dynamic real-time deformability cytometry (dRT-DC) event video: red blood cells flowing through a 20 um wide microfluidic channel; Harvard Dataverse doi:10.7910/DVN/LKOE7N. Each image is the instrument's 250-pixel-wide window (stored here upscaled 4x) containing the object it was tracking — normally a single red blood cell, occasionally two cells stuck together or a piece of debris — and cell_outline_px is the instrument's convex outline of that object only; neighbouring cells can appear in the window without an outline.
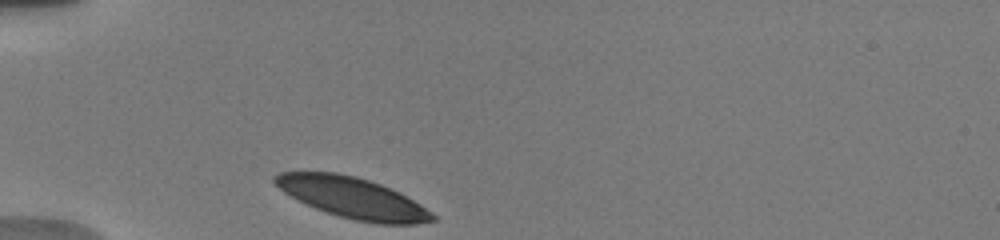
{"species": "human", "species_latin": "Homo sapiens", "temperature_condition": "warm", "stored_images_in_passage": 3, "camera_frame_rate_fps": 3000, "um_per_image_px": 0.085, "donor": {"sex": "male"}, "frame": {"image": 1, "passage_image": 1, "time_ms": 0.0, "image_size_px": [1000, 240], "cell_outline_px": [[436, 220], [416, 224], [376, 224], [356, 220], [340, 216], [316, 208], [284, 192], [272, 180], [272, 176], [280, 172], [336, 172], [356, 176], [380, 184], [420, 204], [432, 212], [436, 216]], "centroid_in_image_um": [29.98, 16.81], "position_along_channel_um": 55.0, "area_um2": 36.93}}